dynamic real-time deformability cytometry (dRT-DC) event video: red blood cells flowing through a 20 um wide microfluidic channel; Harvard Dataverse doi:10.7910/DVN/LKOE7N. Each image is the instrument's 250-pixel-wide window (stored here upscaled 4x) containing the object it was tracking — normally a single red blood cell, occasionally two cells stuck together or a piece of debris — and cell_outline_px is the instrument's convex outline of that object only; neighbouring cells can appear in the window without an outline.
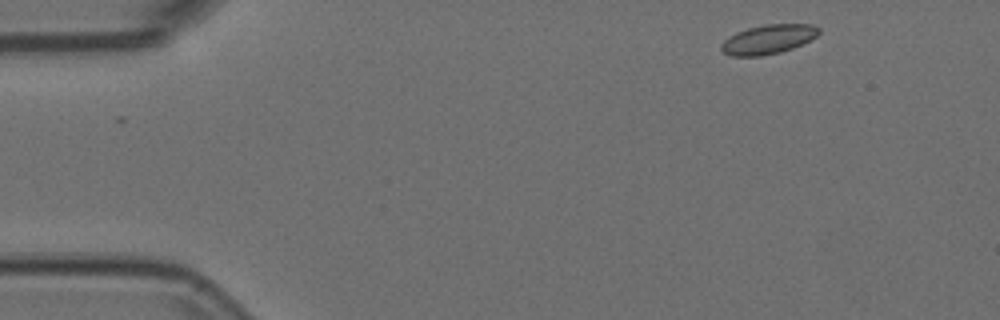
{"species": "Egyptian fruit bat (a non-hibernating species)", "species_latin": "Rousettus aegyptiacus", "temperature_condition": "room temperature", "stored_images_in_passage": 4, "camera_frame_rate_fps": 3000, "um_per_image_px": 0.085, "animal": {"sex": "female"}, "frame": {"image": 1, "passage_image": 1, "time_ms": 0.0, "image_size_px": [1000, 320], "cell_outline_px": [[820, 32], [816, 36], [792, 48], [780, 52], [760, 56], [732, 56], [724, 52], [720, 48], [720, 44], [728, 36], [736, 32], [748, 28], [764, 24], [812, 24], [820, 28]], "centroid_in_image_um": [65.27, 3.33], "position_along_channel_um": 19.7, "area_um2": 16.59}}
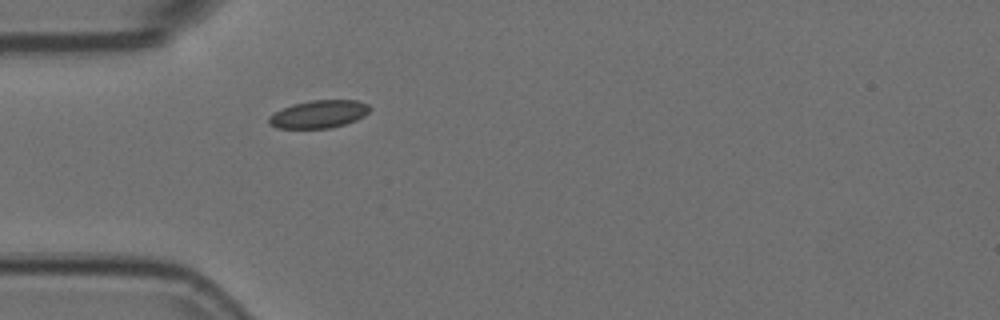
{"frame": {"image": 2, "passage_image": 4, "time_ms": 1.0, "image_size_px": [1000, 320], "cell_outline_px": [[372, 108], [364, 116], [356, 120], [332, 128], [276, 128], [268, 124], [268, 116], [292, 104], [312, 100], [356, 100], [368, 104]], "centroid_in_image_um": [27.1, 9.7], "position_along_channel_um": 57.9, "area_um2": 16.36}}